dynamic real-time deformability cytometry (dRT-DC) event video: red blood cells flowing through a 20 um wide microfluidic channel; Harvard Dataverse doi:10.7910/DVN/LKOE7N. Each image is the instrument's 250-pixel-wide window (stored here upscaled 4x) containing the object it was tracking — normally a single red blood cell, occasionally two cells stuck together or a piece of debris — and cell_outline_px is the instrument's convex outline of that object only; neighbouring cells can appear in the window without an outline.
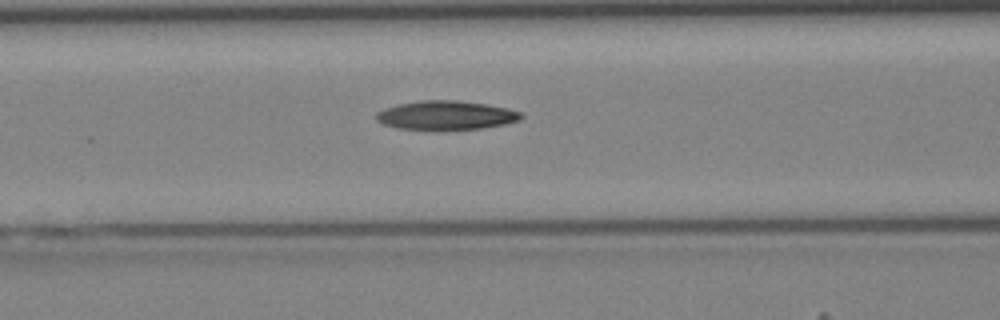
{"species": "Egyptian fruit bat (a non-hibernating species)", "species_latin": "Rousettus aegyptiacus", "temperature_condition": "cold", "stored_images_in_passage": 40, "camera_frame_rate_fps": 3000, "um_per_image_px": 0.085, "animal": {"sex": "female"}, "frame": {"image": 1, "passage_image": 15, "time_ms": 4.667, "image_size_px": [1000, 320], "cell_outline_px": [[524, 116], [520, 120], [504, 124], [484, 128], [440, 132], [396, 128], [384, 124], [376, 120], [376, 112], [384, 108], [400, 104], [420, 100], [456, 100], [488, 104], [508, 108], [520, 112]], "centroid_in_image_um": [37.91, 9.83], "position_along_channel_um": 128.7, "area_um2": 25.26}}
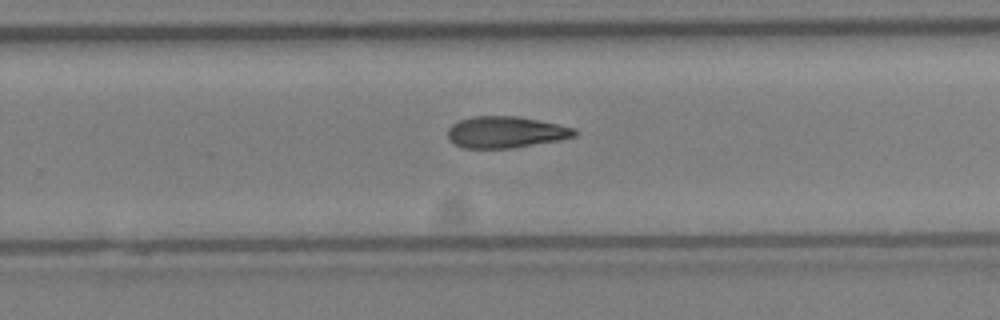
{"frame": {"image": 2, "passage_image": 25, "time_ms": 8.0, "image_size_px": [1000, 320], "cell_outline_px": [[580, 132], [576, 136], [560, 140], [512, 148], [464, 148], [452, 144], [448, 140], [448, 128], [456, 120], [472, 116], [516, 116], [540, 120], [576, 128]], "centroid_in_image_um": [42.98, 11.23], "position_along_channel_um": 286.8, "area_um2": 23.7}}
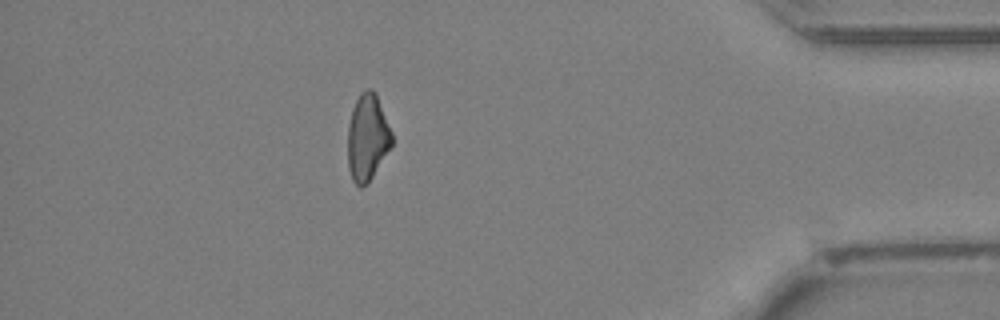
{"frame": {"image": 3, "passage_image": 35, "time_ms": 11.333, "image_size_px": [1000, 320], "cell_outline_px": [[392, 144], [372, 176], [360, 188], [352, 180], [348, 168], [348, 124], [352, 108], [360, 92], [368, 88], [372, 88], [376, 92], [392, 132]], "centroid_in_image_um": [31.21, 11.63], "position_along_channel_um": 404.0, "area_um2": 22.14}}